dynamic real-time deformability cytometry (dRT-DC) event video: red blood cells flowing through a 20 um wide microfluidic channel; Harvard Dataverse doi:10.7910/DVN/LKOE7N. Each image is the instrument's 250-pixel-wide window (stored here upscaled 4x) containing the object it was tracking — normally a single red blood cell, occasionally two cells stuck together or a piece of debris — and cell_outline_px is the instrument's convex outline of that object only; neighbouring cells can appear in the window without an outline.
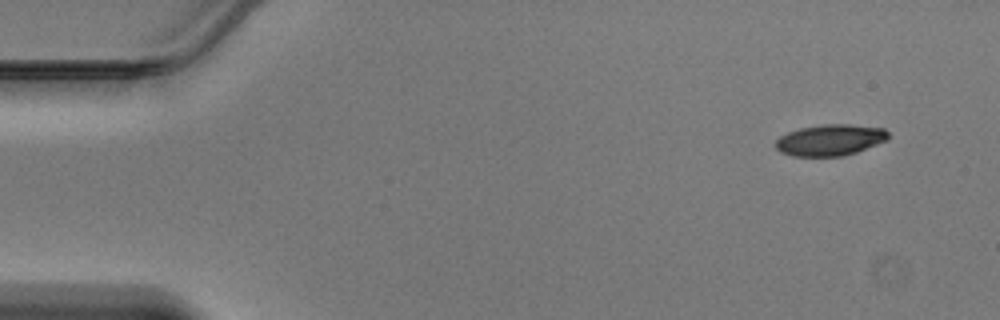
{"species": "Egyptian fruit bat (a non-hibernating species)", "species_latin": "Rousettus aegyptiacus", "temperature_condition": "warm", "stored_images_in_passage": 44, "camera_frame_rate_fps": 3000, "um_per_image_px": 0.085, "animal": {"sex": "male"}, "frame": {"image": 1, "passage_image": 1, "time_ms": 0.0, "image_size_px": [1000, 320], "cell_outline_px": [[888, 140], [856, 152], [840, 156], [792, 156], [780, 152], [776, 148], [776, 140], [780, 136], [788, 132], [800, 128], [824, 124], [848, 124], [884, 128], [888, 132]], "centroid_in_image_um": [70.56, 11.9], "position_along_channel_um": 14.4, "area_um2": 20.46}}
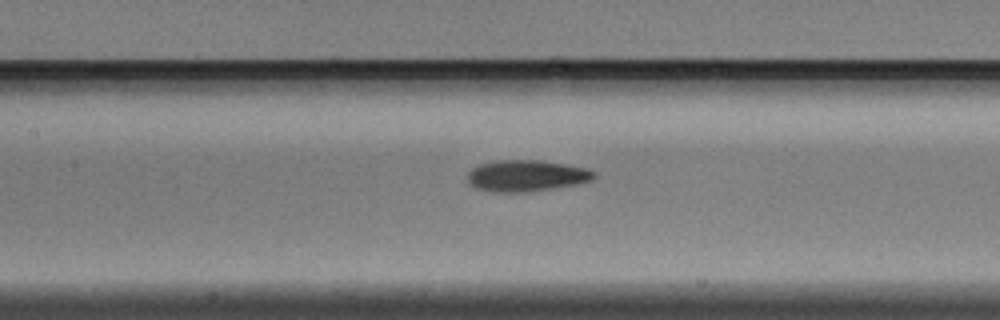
{"frame": {"image": 2, "passage_image": 19, "time_ms": 6.0, "image_size_px": [1000, 320], "cell_outline_px": [[596, 176], [592, 180], [576, 184], [528, 192], [492, 192], [476, 188], [468, 184], [468, 172], [472, 168], [480, 164], [496, 160], [540, 160], [568, 164], [588, 168], [596, 172]], "centroid_in_image_um": [44.75, 14.93], "position_along_channel_um": 162.7, "area_um2": 23.35}}
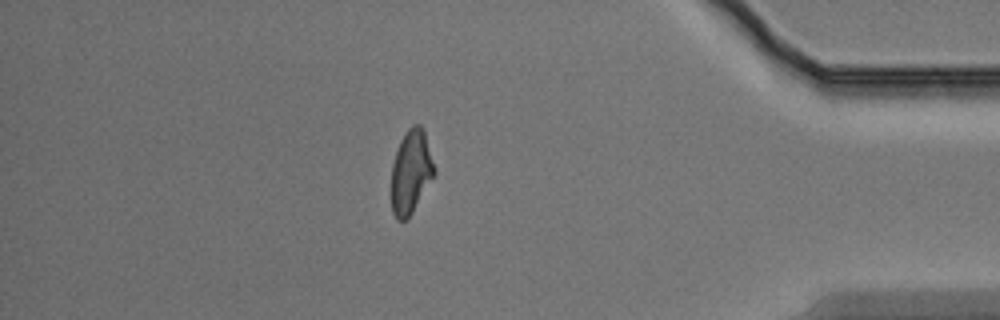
{"frame": {"image": 3, "passage_image": 38, "time_ms": 12.333, "image_size_px": [1000, 320], "cell_outline_px": [[436, 172], [408, 220], [396, 220], [392, 212], [392, 164], [400, 140], [408, 128], [412, 124], [420, 124], [424, 128], [436, 168]], "centroid_in_image_um": [34.95, 14.59], "position_along_channel_um": 400.3, "area_um2": 21.15}}